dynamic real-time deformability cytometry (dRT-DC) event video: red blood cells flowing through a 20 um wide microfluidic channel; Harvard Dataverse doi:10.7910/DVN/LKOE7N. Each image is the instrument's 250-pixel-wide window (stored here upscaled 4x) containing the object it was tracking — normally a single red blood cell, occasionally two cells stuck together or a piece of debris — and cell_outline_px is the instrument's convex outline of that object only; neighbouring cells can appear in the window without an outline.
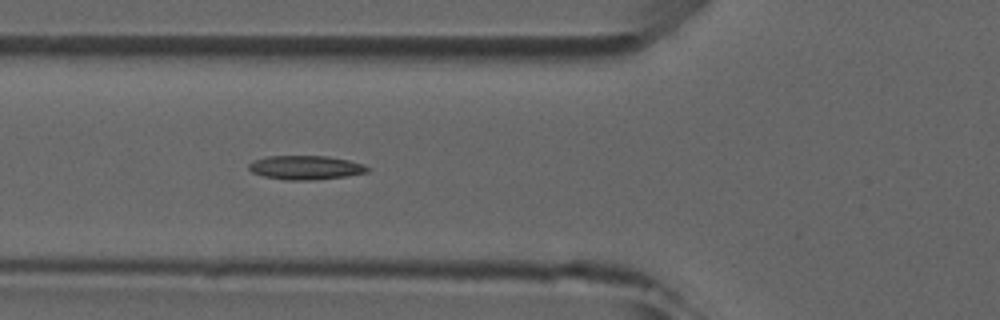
{"species": "common noctule bat (a hibernating species)", "species_latin": "Nyctalus noctula", "temperature_condition": "room temperature", "stored_images_in_passage": 6, "camera_frame_rate_fps": 3000, "um_per_image_px": 0.085, "animal": {"sex": "male", "forearm_length_mm": 52.5}, "frame": {"image": 1, "passage_image": 6, "time_ms": 5.667, "image_size_px": [1000, 320], "cell_outline_px": [[368, 172], [348, 176], [312, 180], [284, 180], [264, 176], [252, 172], [248, 168], [248, 164], [252, 160], [268, 156], [328, 156], [348, 160], [364, 164], [368, 168]], "centroid_in_image_um": [25.96, 14.24], "position_along_channel_um": 99.8, "area_um2": 16.65}}